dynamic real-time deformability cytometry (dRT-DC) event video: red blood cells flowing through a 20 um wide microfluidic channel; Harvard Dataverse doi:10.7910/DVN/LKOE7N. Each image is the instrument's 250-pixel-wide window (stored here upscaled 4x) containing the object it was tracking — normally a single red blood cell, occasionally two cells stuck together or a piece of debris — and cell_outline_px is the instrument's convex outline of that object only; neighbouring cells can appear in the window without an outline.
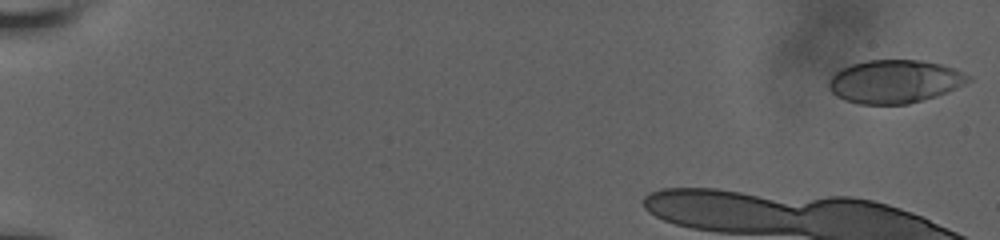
{"species": "human", "species_latin": "Homo sapiens", "temperature_condition": "room temperature", "stored_images_in_passage": 13, "camera_frame_rate_fps": 3000, "um_per_image_px": 0.085, "donor": {"sex": "male"}, "frame": {"image": 1, "passage_image": 1, "time_ms": 0.0, "image_size_px": [1000, 240], "cell_outline_px": [[972, 80], [956, 88], [936, 96], [924, 100], [908, 104], [860, 104], [844, 100], [836, 96], [828, 88], [828, 80], [840, 68], [864, 60], [924, 60], [940, 64], [952, 68], [972, 76]], "centroid_in_image_um": [76.03, 6.93], "position_along_channel_um": 9.0, "area_um2": 35.32}}